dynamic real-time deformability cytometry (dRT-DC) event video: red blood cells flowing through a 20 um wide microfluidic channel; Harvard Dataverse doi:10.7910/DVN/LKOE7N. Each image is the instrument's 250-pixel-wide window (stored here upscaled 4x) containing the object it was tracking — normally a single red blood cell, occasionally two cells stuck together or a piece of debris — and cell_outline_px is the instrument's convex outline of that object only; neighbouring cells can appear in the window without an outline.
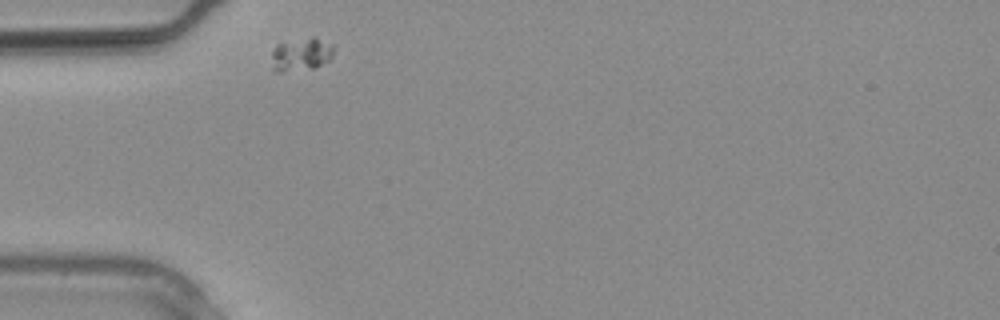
{"species": "common noctule bat (a hibernating species)", "species_latin": "Nyctalus noctula", "temperature_condition": "warm", "stored_images_in_passage": 16, "camera_frame_rate_fps": 3000, "um_per_image_px": 0.085, "animal": {"sex": "male", "body_mass_g": 20.4}, "frame": {"image": 1, "passage_image": 1, "time_ms": 0.0, "image_size_px": [1000, 320], "cell_outline_px": [[332, 56], [328, 60], [312, 68], [280, 72], [276, 72], [272, 68], [272, 52], [276, 44], [312, 36], [316, 36], [332, 44]], "centroid_in_image_um": [25.57, 4.6], "position_along_channel_um": 59.4, "area_um2": 11.91}}
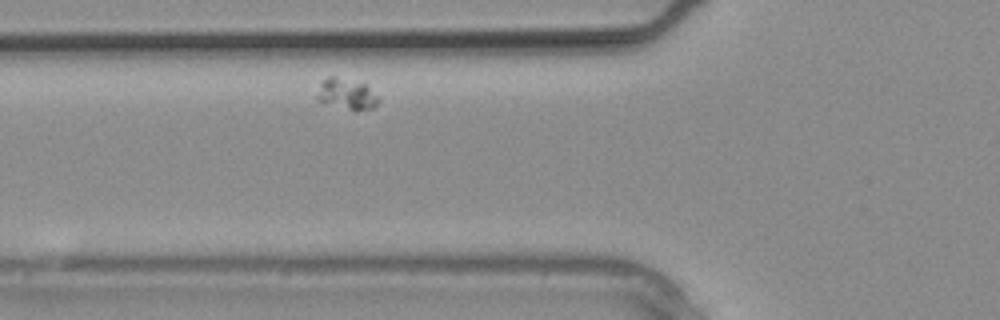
{"frame": {"image": 2, "passage_image": 3, "time_ms": 0.667, "image_size_px": [1000, 320], "cell_outline_px": [[380, 100], [372, 108], [356, 112], [316, 100], [316, 96], [320, 84], [328, 76], [332, 76], [368, 84]], "centroid_in_image_um": [29.48, 8.01], "position_along_channel_um": 96.3, "area_um2": 11.16}}